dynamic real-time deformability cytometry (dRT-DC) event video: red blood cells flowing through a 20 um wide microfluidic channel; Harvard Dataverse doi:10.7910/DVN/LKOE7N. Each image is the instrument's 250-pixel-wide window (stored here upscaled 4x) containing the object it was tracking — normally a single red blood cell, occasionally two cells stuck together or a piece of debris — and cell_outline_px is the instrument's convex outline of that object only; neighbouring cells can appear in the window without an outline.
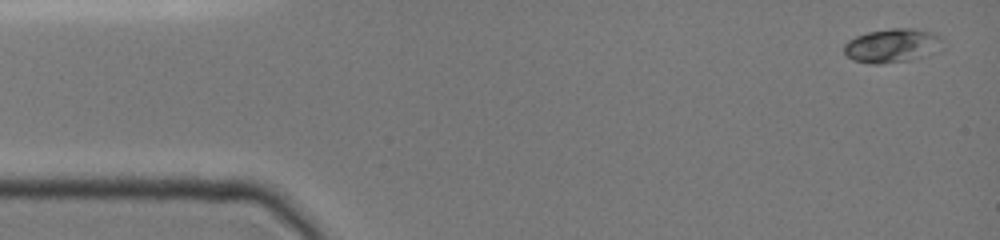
{"species": "common noctule bat (a hibernating species)", "species_latin": "Nyctalus noctula", "temperature_condition": "cold", "stored_images_in_passage": 21, "camera_frame_rate_fps": 3000, "um_per_image_px": 0.085, "animal": {"sex": "female", "body_mass_g": 19.0, "forearm_length_mm": 51.5}, "frame": {"image": 1, "passage_image": 1, "time_ms": 0.0, "image_size_px": [1000, 240], "cell_outline_px": [[944, 48], [928, 56], [908, 60], [880, 64], [872, 64], [852, 60], [844, 52], [844, 44], [848, 40], [856, 36], [868, 32], [892, 28], [912, 28], [936, 32], [944, 40]], "centroid_in_image_um": [75.91, 3.87], "position_along_channel_um": 9.1, "area_um2": 19.94}}
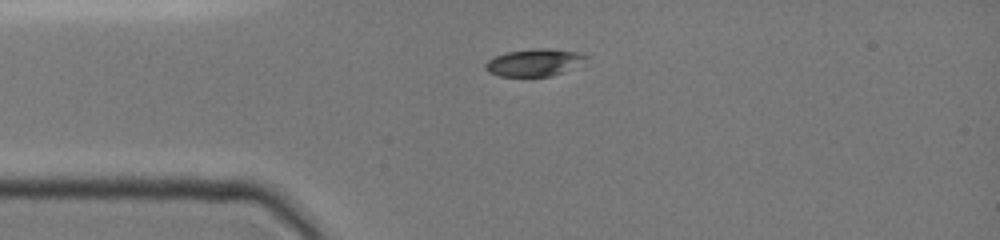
{"frame": {"image": 2, "passage_image": 15, "time_ms": 3.0, "image_size_px": [1000, 240], "cell_outline_px": [[592, 56], [552, 76], [500, 76], [488, 72], [484, 68], [484, 64], [488, 60], [496, 56], [508, 52], [532, 48], [548, 48], [576, 52]], "centroid_in_image_um": [45.35, 5.3], "position_along_channel_um": 39.7, "area_um2": 15.66}}